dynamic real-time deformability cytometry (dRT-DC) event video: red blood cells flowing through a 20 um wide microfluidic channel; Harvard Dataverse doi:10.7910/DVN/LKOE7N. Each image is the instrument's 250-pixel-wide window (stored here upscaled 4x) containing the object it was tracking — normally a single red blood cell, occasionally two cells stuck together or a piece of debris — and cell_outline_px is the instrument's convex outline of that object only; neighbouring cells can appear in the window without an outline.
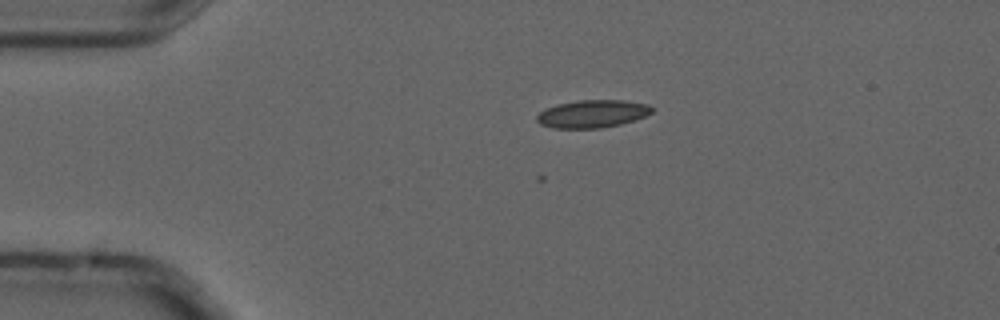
{"species": "common noctule bat (a hibernating species)", "species_latin": "Nyctalus noctula", "temperature_condition": "cold", "stored_images_in_passage": 7, "camera_frame_rate_fps": 3000, "um_per_image_px": 0.085, "animal": {"sex": "male", "forearm_length_mm": 52.5}, "frame": {"image": 1, "passage_image": 1, "time_ms": 0.0, "image_size_px": [1000, 320], "cell_outline_px": [[656, 108], [652, 112], [644, 116], [620, 124], [600, 128], [552, 128], [540, 124], [536, 120], [536, 116], [540, 112], [556, 104], [580, 100], [624, 100], [648, 104]], "centroid_in_image_um": [50.36, 9.67], "position_along_channel_um": 34.6, "area_um2": 18.55}}
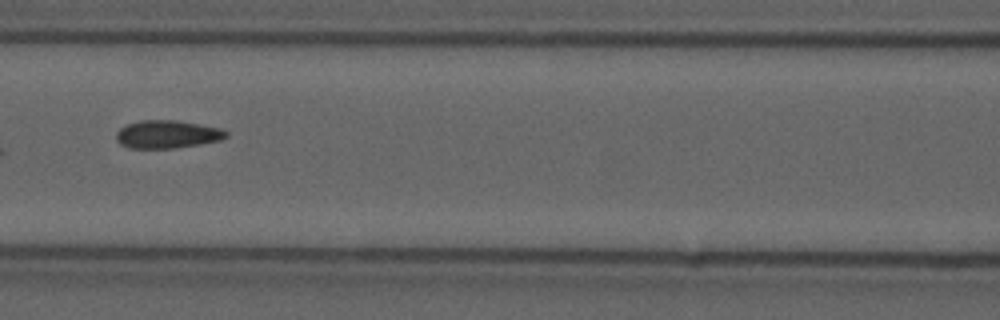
{"frame": {"image": 2, "passage_image": 5, "time_ms": 1.333, "image_size_px": [1000, 320], "cell_outline_px": [[228, 136], [220, 140], [200, 144], [176, 148], [128, 148], [120, 144], [116, 140], [116, 132], [120, 128], [128, 124], [140, 120], [176, 120], [220, 128], [228, 132]], "centroid_in_image_um": [14.2, 11.42], "position_along_channel_um": 152.4, "area_um2": 17.92}}
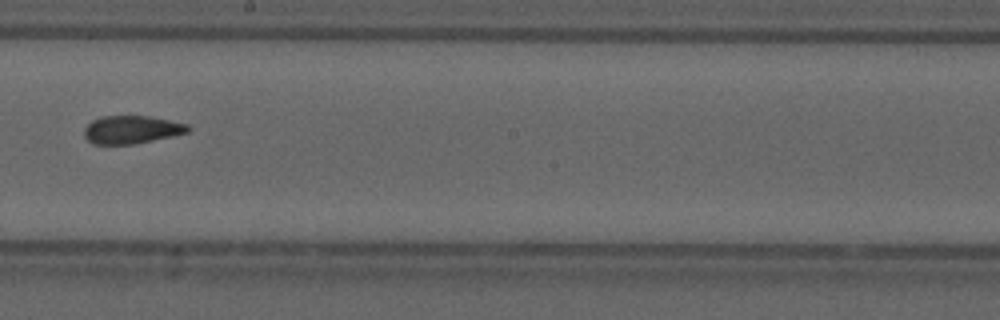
{"frame": {"image": 3, "passage_image": 7, "time_ms": 2.0, "image_size_px": [1000, 320], "cell_outline_px": [[192, 128], [188, 132], [172, 136], [132, 144], [92, 144], [84, 136], [84, 128], [92, 120], [104, 116], [148, 116], [188, 124]], "centroid_in_image_um": [11.18, 11.02], "position_along_channel_um": 237.0, "area_um2": 16.82}}